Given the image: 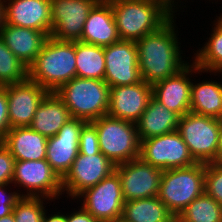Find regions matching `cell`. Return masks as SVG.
I'll return each mask as SVG.
<instances>
[{
	"label": "cell",
	"instance_id": "obj_27",
	"mask_svg": "<svg viewBox=\"0 0 222 222\" xmlns=\"http://www.w3.org/2000/svg\"><path fill=\"white\" fill-rule=\"evenodd\" d=\"M213 22L214 28L212 26L210 37L201 48L195 50L194 57L189 60L200 70L209 72L210 76L211 73L214 76L222 75V26L216 20Z\"/></svg>",
	"mask_w": 222,
	"mask_h": 222
},
{
	"label": "cell",
	"instance_id": "obj_41",
	"mask_svg": "<svg viewBox=\"0 0 222 222\" xmlns=\"http://www.w3.org/2000/svg\"><path fill=\"white\" fill-rule=\"evenodd\" d=\"M4 0H0V31L4 27L5 14H4Z\"/></svg>",
	"mask_w": 222,
	"mask_h": 222
},
{
	"label": "cell",
	"instance_id": "obj_8",
	"mask_svg": "<svg viewBox=\"0 0 222 222\" xmlns=\"http://www.w3.org/2000/svg\"><path fill=\"white\" fill-rule=\"evenodd\" d=\"M11 183L18 188L22 196L44 197L54 202L63 194L62 180L52 170L46 159L16 160ZM19 189L25 190L24 194Z\"/></svg>",
	"mask_w": 222,
	"mask_h": 222
},
{
	"label": "cell",
	"instance_id": "obj_39",
	"mask_svg": "<svg viewBox=\"0 0 222 222\" xmlns=\"http://www.w3.org/2000/svg\"><path fill=\"white\" fill-rule=\"evenodd\" d=\"M212 163L222 166V124L219 131L217 154L215 160Z\"/></svg>",
	"mask_w": 222,
	"mask_h": 222
},
{
	"label": "cell",
	"instance_id": "obj_43",
	"mask_svg": "<svg viewBox=\"0 0 222 222\" xmlns=\"http://www.w3.org/2000/svg\"><path fill=\"white\" fill-rule=\"evenodd\" d=\"M216 17L218 18H215L216 19V21L222 26V14L220 13V15L219 16H217L216 15Z\"/></svg>",
	"mask_w": 222,
	"mask_h": 222
},
{
	"label": "cell",
	"instance_id": "obj_1",
	"mask_svg": "<svg viewBox=\"0 0 222 222\" xmlns=\"http://www.w3.org/2000/svg\"><path fill=\"white\" fill-rule=\"evenodd\" d=\"M175 22L173 17L160 30L136 41L140 75L146 83L152 85L173 76L189 63L183 59Z\"/></svg>",
	"mask_w": 222,
	"mask_h": 222
},
{
	"label": "cell",
	"instance_id": "obj_10",
	"mask_svg": "<svg viewBox=\"0 0 222 222\" xmlns=\"http://www.w3.org/2000/svg\"><path fill=\"white\" fill-rule=\"evenodd\" d=\"M75 200L99 222H113L122 217L124 198L119 175L114 171ZM82 200V202H81Z\"/></svg>",
	"mask_w": 222,
	"mask_h": 222
},
{
	"label": "cell",
	"instance_id": "obj_14",
	"mask_svg": "<svg viewBox=\"0 0 222 222\" xmlns=\"http://www.w3.org/2000/svg\"><path fill=\"white\" fill-rule=\"evenodd\" d=\"M104 81L110 86L132 85L142 81L135 41L120 40L104 47Z\"/></svg>",
	"mask_w": 222,
	"mask_h": 222
},
{
	"label": "cell",
	"instance_id": "obj_42",
	"mask_svg": "<svg viewBox=\"0 0 222 222\" xmlns=\"http://www.w3.org/2000/svg\"><path fill=\"white\" fill-rule=\"evenodd\" d=\"M0 222H15L14 214H9L0 218Z\"/></svg>",
	"mask_w": 222,
	"mask_h": 222
},
{
	"label": "cell",
	"instance_id": "obj_12",
	"mask_svg": "<svg viewBox=\"0 0 222 222\" xmlns=\"http://www.w3.org/2000/svg\"><path fill=\"white\" fill-rule=\"evenodd\" d=\"M98 0H50V36L60 41H80L85 21Z\"/></svg>",
	"mask_w": 222,
	"mask_h": 222
},
{
	"label": "cell",
	"instance_id": "obj_4",
	"mask_svg": "<svg viewBox=\"0 0 222 222\" xmlns=\"http://www.w3.org/2000/svg\"><path fill=\"white\" fill-rule=\"evenodd\" d=\"M55 93L72 118L92 122L108 114L110 86L104 80L75 77Z\"/></svg>",
	"mask_w": 222,
	"mask_h": 222
},
{
	"label": "cell",
	"instance_id": "obj_24",
	"mask_svg": "<svg viewBox=\"0 0 222 222\" xmlns=\"http://www.w3.org/2000/svg\"><path fill=\"white\" fill-rule=\"evenodd\" d=\"M71 118L69 109L57 94L48 92L40 102L30 127L46 138H50L55 136Z\"/></svg>",
	"mask_w": 222,
	"mask_h": 222
},
{
	"label": "cell",
	"instance_id": "obj_25",
	"mask_svg": "<svg viewBox=\"0 0 222 222\" xmlns=\"http://www.w3.org/2000/svg\"><path fill=\"white\" fill-rule=\"evenodd\" d=\"M195 82L192 79L190 112L222 119V81L209 79Z\"/></svg>",
	"mask_w": 222,
	"mask_h": 222
},
{
	"label": "cell",
	"instance_id": "obj_40",
	"mask_svg": "<svg viewBox=\"0 0 222 222\" xmlns=\"http://www.w3.org/2000/svg\"><path fill=\"white\" fill-rule=\"evenodd\" d=\"M164 1H166L174 10L176 9V11L179 10L178 8H180V10L186 8V3L185 2L182 3L181 2L182 0H164ZM178 2L180 3V5L178 4ZM182 5H184V6H182Z\"/></svg>",
	"mask_w": 222,
	"mask_h": 222
},
{
	"label": "cell",
	"instance_id": "obj_20",
	"mask_svg": "<svg viewBox=\"0 0 222 222\" xmlns=\"http://www.w3.org/2000/svg\"><path fill=\"white\" fill-rule=\"evenodd\" d=\"M120 40L111 4L99 1L85 21L80 41L105 47Z\"/></svg>",
	"mask_w": 222,
	"mask_h": 222
},
{
	"label": "cell",
	"instance_id": "obj_17",
	"mask_svg": "<svg viewBox=\"0 0 222 222\" xmlns=\"http://www.w3.org/2000/svg\"><path fill=\"white\" fill-rule=\"evenodd\" d=\"M6 86L10 127L30 126L48 91L29 78Z\"/></svg>",
	"mask_w": 222,
	"mask_h": 222
},
{
	"label": "cell",
	"instance_id": "obj_21",
	"mask_svg": "<svg viewBox=\"0 0 222 222\" xmlns=\"http://www.w3.org/2000/svg\"><path fill=\"white\" fill-rule=\"evenodd\" d=\"M0 37L26 67H29L35 61L48 38L42 31L17 27L7 23H4V27L0 31Z\"/></svg>",
	"mask_w": 222,
	"mask_h": 222
},
{
	"label": "cell",
	"instance_id": "obj_7",
	"mask_svg": "<svg viewBox=\"0 0 222 222\" xmlns=\"http://www.w3.org/2000/svg\"><path fill=\"white\" fill-rule=\"evenodd\" d=\"M222 119L188 112L179 119L178 132L196 162L212 163L218 147Z\"/></svg>",
	"mask_w": 222,
	"mask_h": 222
},
{
	"label": "cell",
	"instance_id": "obj_29",
	"mask_svg": "<svg viewBox=\"0 0 222 222\" xmlns=\"http://www.w3.org/2000/svg\"><path fill=\"white\" fill-rule=\"evenodd\" d=\"M176 222H222V206L204 192L183 210Z\"/></svg>",
	"mask_w": 222,
	"mask_h": 222
},
{
	"label": "cell",
	"instance_id": "obj_35",
	"mask_svg": "<svg viewBox=\"0 0 222 222\" xmlns=\"http://www.w3.org/2000/svg\"><path fill=\"white\" fill-rule=\"evenodd\" d=\"M15 161L10 150L0 141V185L12 182Z\"/></svg>",
	"mask_w": 222,
	"mask_h": 222
},
{
	"label": "cell",
	"instance_id": "obj_22",
	"mask_svg": "<svg viewBox=\"0 0 222 222\" xmlns=\"http://www.w3.org/2000/svg\"><path fill=\"white\" fill-rule=\"evenodd\" d=\"M47 140L30 126H25L10 128L2 142L15 160L38 161L46 158Z\"/></svg>",
	"mask_w": 222,
	"mask_h": 222
},
{
	"label": "cell",
	"instance_id": "obj_28",
	"mask_svg": "<svg viewBox=\"0 0 222 222\" xmlns=\"http://www.w3.org/2000/svg\"><path fill=\"white\" fill-rule=\"evenodd\" d=\"M75 55L77 77L104 80V47L76 41Z\"/></svg>",
	"mask_w": 222,
	"mask_h": 222
},
{
	"label": "cell",
	"instance_id": "obj_18",
	"mask_svg": "<svg viewBox=\"0 0 222 222\" xmlns=\"http://www.w3.org/2000/svg\"><path fill=\"white\" fill-rule=\"evenodd\" d=\"M152 98V85L141 81L132 85L110 87L108 115L136 122Z\"/></svg>",
	"mask_w": 222,
	"mask_h": 222
},
{
	"label": "cell",
	"instance_id": "obj_37",
	"mask_svg": "<svg viewBox=\"0 0 222 222\" xmlns=\"http://www.w3.org/2000/svg\"><path fill=\"white\" fill-rule=\"evenodd\" d=\"M76 211L66 214V222H99L94 218L88 211H86L82 206L77 207Z\"/></svg>",
	"mask_w": 222,
	"mask_h": 222
},
{
	"label": "cell",
	"instance_id": "obj_31",
	"mask_svg": "<svg viewBox=\"0 0 222 222\" xmlns=\"http://www.w3.org/2000/svg\"><path fill=\"white\" fill-rule=\"evenodd\" d=\"M49 200L53 201L44 197L23 196L13 209L15 222H42Z\"/></svg>",
	"mask_w": 222,
	"mask_h": 222
},
{
	"label": "cell",
	"instance_id": "obj_6",
	"mask_svg": "<svg viewBox=\"0 0 222 222\" xmlns=\"http://www.w3.org/2000/svg\"><path fill=\"white\" fill-rule=\"evenodd\" d=\"M92 123L98 133L100 151L115 166L139 158L140 139L134 122L107 114Z\"/></svg>",
	"mask_w": 222,
	"mask_h": 222
},
{
	"label": "cell",
	"instance_id": "obj_30",
	"mask_svg": "<svg viewBox=\"0 0 222 222\" xmlns=\"http://www.w3.org/2000/svg\"><path fill=\"white\" fill-rule=\"evenodd\" d=\"M27 78L28 67L13 54L0 37V86L22 82Z\"/></svg>",
	"mask_w": 222,
	"mask_h": 222
},
{
	"label": "cell",
	"instance_id": "obj_34",
	"mask_svg": "<svg viewBox=\"0 0 222 222\" xmlns=\"http://www.w3.org/2000/svg\"><path fill=\"white\" fill-rule=\"evenodd\" d=\"M10 185L14 186L12 183L0 185V218L13 214L15 205L23 197L18 190H9Z\"/></svg>",
	"mask_w": 222,
	"mask_h": 222
},
{
	"label": "cell",
	"instance_id": "obj_23",
	"mask_svg": "<svg viewBox=\"0 0 222 222\" xmlns=\"http://www.w3.org/2000/svg\"><path fill=\"white\" fill-rule=\"evenodd\" d=\"M180 116L153 96L141 117L135 122L140 141L178 130Z\"/></svg>",
	"mask_w": 222,
	"mask_h": 222
},
{
	"label": "cell",
	"instance_id": "obj_38",
	"mask_svg": "<svg viewBox=\"0 0 222 222\" xmlns=\"http://www.w3.org/2000/svg\"><path fill=\"white\" fill-rule=\"evenodd\" d=\"M47 210L45 211L42 222H66V215L65 213L61 212H54V214H48Z\"/></svg>",
	"mask_w": 222,
	"mask_h": 222
},
{
	"label": "cell",
	"instance_id": "obj_33",
	"mask_svg": "<svg viewBox=\"0 0 222 222\" xmlns=\"http://www.w3.org/2000/svg\"><path fill=\"white\" fill-rule=\"evenodd\" d=\"M79 153L86 155L101 153L98 133L92 122H86L80 131Z\"/></svg>",
	"mask_w": 222,
	"mask_h": 222
},
{
	"label": "cell",
	"instance_id": "obj_2",
	"mask_svg": "<svg viewBox=\"0 0 222 222\" xmlns=\"http://www.w3.org/2000/svg\"><path fill=\"white\" fill-rule=\"evenodd\" d=\"M121 40L137 41L166 25L177 11L164 0H110ZM176 13V14H175Z\"/></svg>",
	"mask_w": 222,
	"mask_h": 222
},
{
	"label": "cell",
	"instance_id": "obj_11",
	"mask_svg": "<svg viewBox=\"0 0 222 222\" xmlns=\"http://www.w3.org/2000/svg\"><path fill=\"white\" fill-rule=\"evenodd\" d=\"M115 167L102 152L95 155L78 153L71 169L62 179L63 195L66 193L67 198L75 200L86 189L111 175Z\"/></svg>",
	"mask_w": 222,
	"mask_h": 222
},
{
	"label": "cell",
	"instance_id": "obj_32",
	"mask_svg": "<svg viewBox=\"0 0 222 222\" xmlns=\"http://www.w3.org/2000/svg\"><path fill=\"white\" fill-rule=\"evenodd\" d=\"M204 192L222 206V166L205 164Z\"/></svg>",
	"mask_w": 222,
	"mask_h": 222
},
{
	"label": "cell",
	"instance_id": "obj_19",
	"mask_svg": "<svg viewBox=\"0 0 222 222\" xmlns=\"http://www.w3.org/2000/svg\"><path fill=\"white\" fill-rule=\"evenodd\" d=\"M5 23L51 34L50 0H4Z\"/></svg>",
	"mask_w": 222,
	"mask_h": 222
},
{
	"label": "cell",
	"instance_id": "obj_36",
	"mask_svg": "<svg viewBox=\"0 0 222 222\" xmlns=\"http://www.w3.org/2000/svg\"><path fill=\"white\" fill-rule=\"evenodd\" d=\"M10 128L7 103V86H0V141L5 138Z\"/></svg>",
	"mask_w": 222,
	"mask_h": 222
},
{
	"label": "cell",
	"instance_id": "obj_13",
	"mask_svg": "<svg viewBox=\"0 0 222 222\" xmlns=\"http://www.w3.org/2000/svg\"><path fill=\"white\" fill-rule=\"evenodd\" d=\"M123 198L126 201L158 196L163 170L140 158L116 165Z\"/></svg>",
	"mask_w": 222,
	"mask_h": 222
},
{
	"label": "cell",
	"instance_id": "obj_3",
	"mask_svg": "<svg viewBox=\"0 0 222 222\" xmlns=\"http://www.w3.org/2000/svg\"><path fill=\"white\" fill-rule=\"evenodd\" d=\"M75 58V42L60 41L49 36L35 61L28 67V78L48 92H55L77 77Z\"/></svg>",
	"mask_w": 222,
	"mask_h": 222
},
{
	"label": "cell",
	"instance_id": "obj_16",
	"mask_svg": "<svg viewBox=\"0 0 222 222\" xmlns=\"http://www.w3.org/2000/svg\"><path fill=\"white\" fill-rule=\"evenodd\" d=\"M200 73L205 71L200 70L193 61L189 62L175 75L152 84V96L182 117L190 112L191 78Z\"/></svg>",
	"mask_w": 222,
	"mask_h": 222
},
{
	"label": "cell",
	"instance_id": "obj_26",
	"mask_svg": "<svg viewBox=\"0 0 222 222\" xmlns=\"http://www.w3.org/2000/svg\"><path fill=\"white\" fill-rule=\"evenodd\" d=\"M121 218L127 222H176L157 196L124 202Z\"/></svg>",
	"mask_w": 222,
	"mask_h": 222
},
{
	"label": "cell",
	"instance_id": "obj_9",
	"mask_svg": "<svg viewBox=\"0 0 222 222\" xmlns=\"http://www.w3.org/2000/svg\"><path fill=\"white\" fill-rule=\"evenodd\" d=\"M139 158L161 170L188 167L197 163L178 131L140 141Z\"/></svg>",
	"mask_w": 222,
	"mask_h": 222
},
{
	"label": "cell",
	"instance_id": "obj_5",
	"mask_svg": "<svg viewBox=\"0 0 222 222\" xmlns=\"http://www.w3.org/2000/svg\"><path fill=\"white\" fill-rule=\"evenodd\" d=\"M205 163L163 170L158 198L177 218L197 197L204 193Z\"/></svg>",
	"mask_w": 222,
	"mask_h": 222
},
{
	"label": "cell",
	"instance_id": "obj_44",
	"mask_svg": "<svg viewBox=\"0 0 222 222\" xmlns=\"http://www.w3.org/2000/svg\"><path fill=\"white\" fill-rule=\"evenodd\" d=\"M113 222H127V221H125L124 219H122V218H118V219H116L115 221H113Z\"/></svg>",
	"mask_w": 222,
	"mask_h": 222
},
{
	"label": "cell",
	"instance_id": "obj_45",
	"mask_svg": "<svg viewBox=\"0 0 222 222\" xmlns=\"http://www.w3.org/2000/svg\"><path fill=\"white\" fill-rule=\"evenodd\" d=\"M98 1L108 2V1H110V0H98Z\"/></svg>",
	"mask_w": 222,
	"mask_h": 222
},
{
	"label": "cell",
	"instance_id": "obj_15",
	"mask_svg": "<svg viewBox=\"0 0 222 222\" xmlns=\"http://www.w3.org/2000/svg\"><path fill=\"white\" fill-rule=\"evenodd\" d=\"M85 123L82 119L71 118L55 136L47 140L45 159L61 180L69 172L79 153L80 131Z\"/></svg>",
	"mask_w": 222,
	"mask_h": 222
}]
</instances>
